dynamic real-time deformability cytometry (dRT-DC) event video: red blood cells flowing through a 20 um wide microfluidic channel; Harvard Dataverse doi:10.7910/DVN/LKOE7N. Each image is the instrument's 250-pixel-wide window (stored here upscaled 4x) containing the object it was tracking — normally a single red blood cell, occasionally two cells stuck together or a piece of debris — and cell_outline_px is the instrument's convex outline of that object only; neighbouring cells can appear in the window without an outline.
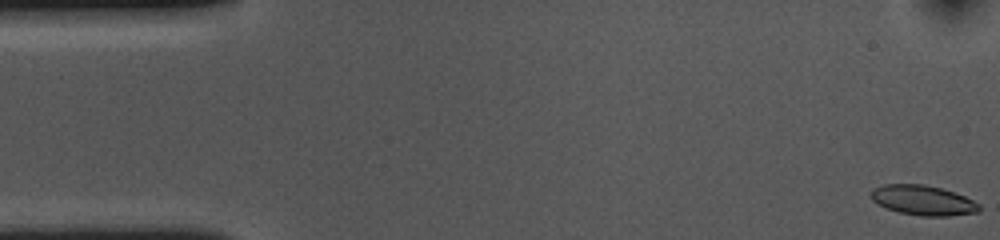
{"species": "common noctule bat (a hibernating species)", "species_latin": "Nyctalus noctula", "temperature_condition": "cold", "stored_images_in_passage": 55, "camera_frame_rate_fps": 3000, "um_per_image_px": 0.085, "animal": {"sex": "female", "body_mass_g": 10.0, "forearm_length_mm": 53.1}, "frame": {"image": 1, "passage_image": 1, "time_ms": 0.0, "image_size_px": [1000, 240], "cell_outline_px": [[980, 212], [948, 216], [920, 216], [900, 212], [884, 208], [872, 200], [872, 188], [884, 184], [924, 184], [940, 188], [964, 196], [980, 204]], "centroid_in_image_um": [78.45, 17.03], "position_along_channel_um": 6.6, "area_um2": 18.84}}
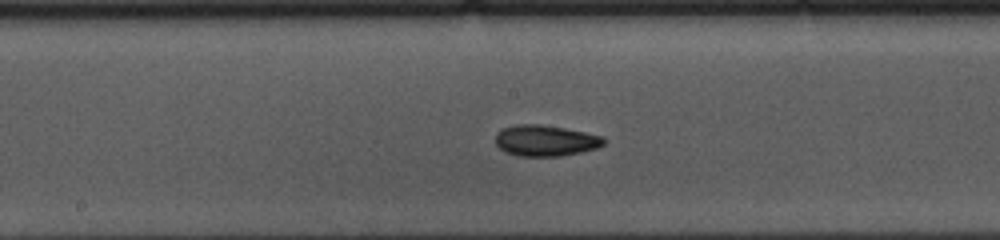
{"frame": {"image": 2, "passage_image": 27, "time_ms": 8.667, "image_size_px": [1000, 240], "cell_outline_px": [[604, 144], [596, 148], [580, 152], [560, 156], [516, 156], [500, 148], [496, 144], [496, 132], [504, 128], [516, 124], [540, 124], [564, 128], [604, 136]], "centroid_in_image_um": [46.35, 11.94], "position_along_channel_um": 201.8, "area_um2": 19.48}}
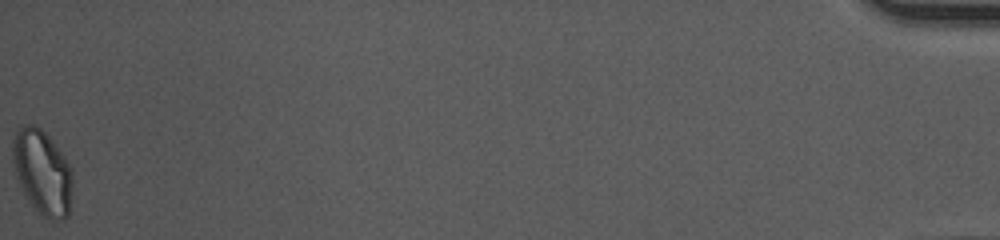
{"frame": {"image": 3, "passage_image": 55, "time_ms": 18.0, "image_size_px": [1000, 240], "cell_outline_px": [[72, 184], [68, 216], [64, 220], [48, 220], [28, 200], [16, 176], [12, 164], [12, 140], [16, 132], [24, 124], [36, 124], [48, 136], [64, 156], [72, 168]], "centroid_in_image_um": [3.6, 14.62], "position_along_channel_um": 431.6, "area_um2": 29.48}, "authors_computed_cell_mechanics": {"area_um2": 19.1896, "velocity_mm_per_s": 3.6004, "shape_relaxation_time_tau1_ms": 5.5739, "shape_relaxation_time_tau2_ms": 6.3251, "deformation_change_tau1": 0.1366, "deformation_change_tau2": 0.1165}}